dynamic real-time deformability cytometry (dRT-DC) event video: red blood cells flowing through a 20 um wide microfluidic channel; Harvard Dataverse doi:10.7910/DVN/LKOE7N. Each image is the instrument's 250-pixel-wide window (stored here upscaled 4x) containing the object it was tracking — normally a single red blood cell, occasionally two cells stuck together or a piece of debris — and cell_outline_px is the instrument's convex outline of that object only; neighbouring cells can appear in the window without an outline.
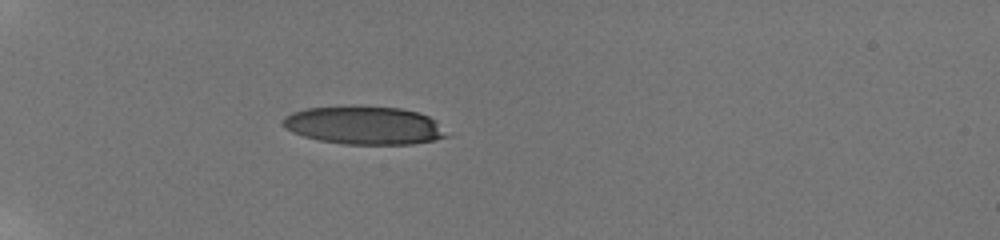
{"species": "human", "species_latin": "Homo sapiens", "temperature_condition": "room temperature", "stored_images_in_passage": 36, "camera_frame_rate_fps": 3000, "um_per_image_px": 0.085, "donor": {"sex": "male"}, "frame": {"image": 1, "passage_image": 1, "time_ms": 0.0, "image_size_px": [1000, 240], "cell_outline_px": [[452, 136], [436, 140], [412, 144], [344, 144], [320, 140], [304, 136], [292, 132], [284, 128], [284, 116], [292, 112], [304, 108], [352, 104], [360, 104], [400, 108], [416, 112], [428, 116], [436, 120]], "centroid_in_image_um": [30.98, 10.63], "position_along_channel_um": 54.0, "area_um2": 37.28}}
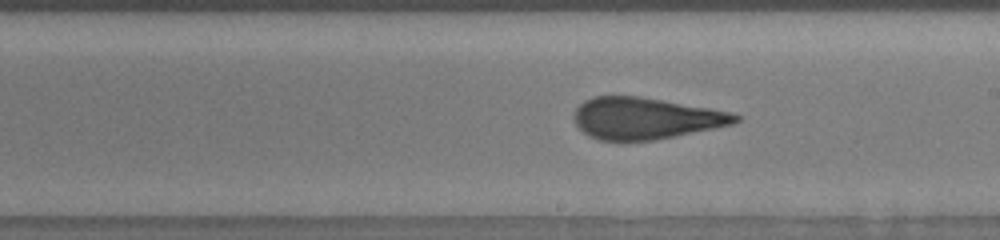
{"frame": {"image": 2, "passage_image": 18, "time_ms": 5.667, "image_size_px": [1000, 240], "cell_outline_px": [[740, 120], [732, 124], [652, 140], [600, 140], [588, 136], [576, 124], [572, 116], [576, 108], [584, 100], [592, 96], [640, 96], [728, 112], [740, 116]], "centroid_in_image_um": [54.78, 10.04], "position_along_channel_um": 234.2, "area_um2": 38.44}}
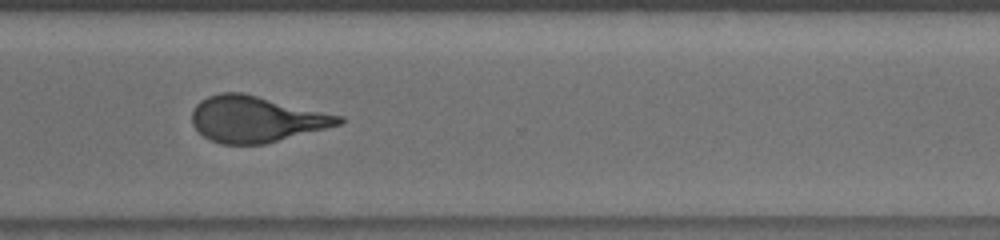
{"frame": {"image": 3, "passage_image": 26, "time_ms": 8.667, "image_size_px": [1000, 240], "cell_outline_px": [[344, 120], [340, 124], [264, 144], [220, 144], [204, 136], [192, 124], [192, 112], [196, 104], [200, 100], [208, 96], [220, 92], [240, 92], [344, 116]], "centroid_in_image_um": [21.74, 10.12], "position_along_channel_um": 348.9, "area_um2": 39.02}, "authors_computed_cell_mechanics": {"area_um2": 39.593, "velocity_mm_per_s": 3.8376, "shape_relaxation_time_tau1_ms": 6.4644, "shape_relaxation_time_tau2_ms": 1.0902, "deformation_change_tau1": 0.2343, "deformation_change_tau2": 0.1115}}